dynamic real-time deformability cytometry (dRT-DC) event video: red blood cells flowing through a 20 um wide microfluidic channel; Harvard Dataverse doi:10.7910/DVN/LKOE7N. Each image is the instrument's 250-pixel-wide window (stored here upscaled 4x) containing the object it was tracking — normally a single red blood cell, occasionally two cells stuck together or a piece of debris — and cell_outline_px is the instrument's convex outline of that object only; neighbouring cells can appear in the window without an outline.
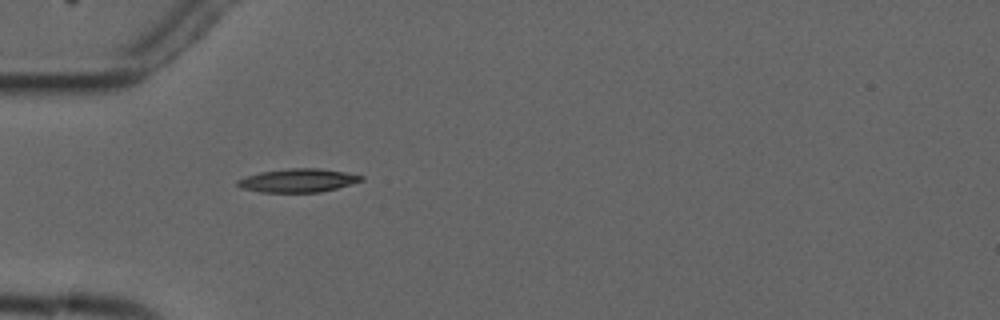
{"species": "common noctule bat (a hibernating species)", "species_latin": "Nyctalus noctula", "temperature_condition": "cold", "stored_images_in_passage": 2, "camera_frame_rate_fps": 3000, "um_per_image_px": 0.085, "animal": {"sex": "male", "forearm_length_mm": 52.5}, "frame": {"image": 1, "passage_image": 1, "time_ms": 0.0, "image_size_px": [1000, 320], "cell_outline_px": [[364, 180], [336, 188], [320, 192], [260, 192], [244, 188], [236, 184], [236, 180], [260, 172], [288, 168], [320, 168], [344, 172], [364, 176]], "centroid_in_image_um": [25.34, 15.33], "position_along_channel_um": 59.7, "area_um2": 16.76}}